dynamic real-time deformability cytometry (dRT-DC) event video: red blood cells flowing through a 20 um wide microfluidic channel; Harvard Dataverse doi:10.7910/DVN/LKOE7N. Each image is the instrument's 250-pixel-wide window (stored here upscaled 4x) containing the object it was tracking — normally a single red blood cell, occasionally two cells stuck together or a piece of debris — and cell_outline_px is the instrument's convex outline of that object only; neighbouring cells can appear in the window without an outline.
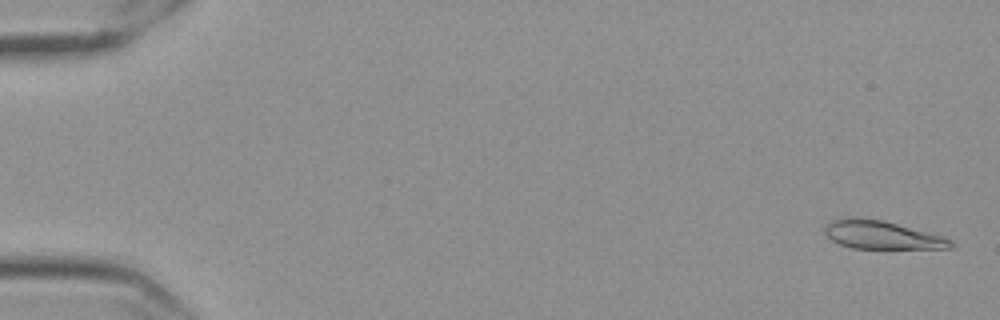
{"species": "Egyptian fruit bat (a non-hibernating species)", "species_latin": "Rousettus aegyptiacus", "temperature_condition": "cold", "stored_images_in_passage": 58, "camera_frame_rate_fps": 3000, "um_per_image_px": 0.085, "frame": {"image": 1, "passage_image": 2, "time_ms": 0.333, "image_size_px": [1000, 320], "cell_outline_px": [[956, 244], [952, 248], [852, 248], [840, 244], [832, 240], [824, 232], [824, 228], [832, 220], [852, 216], [860, 216], [884, 220], [944, 236], [952, 240]], "centroid_in_image_um": [74.97, 19.95], "position_along_channel_um": 10.0, "area_um2": 20.92}}
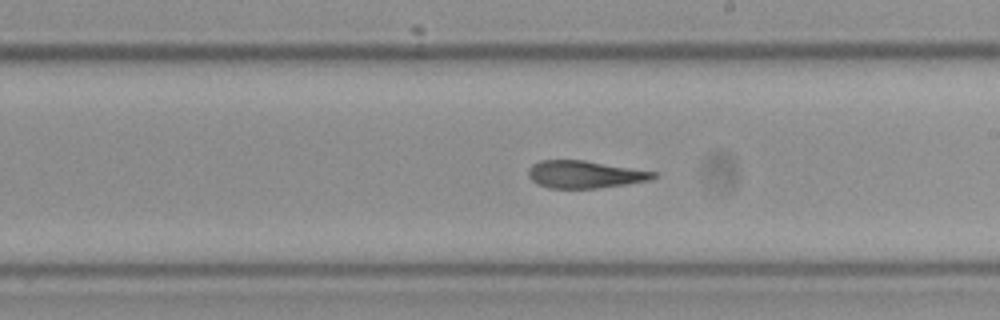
{"frame": {"image": 2, "passage_image": 34, "time_ms": 11.0, "image_size_px": [1000, 320], "cell_outline_px": [[656, 176], [648, 180], [624, 184], [596, 188], [548, 188], [536, 184], [528, 176], [528, 168], [532, 164], [540, 160], [584, 160], [656, 172]], "centroid_in_image_um": [49.63, 14.82], "position_along_channel_um": 239.4, "area_um2": 19.83}}
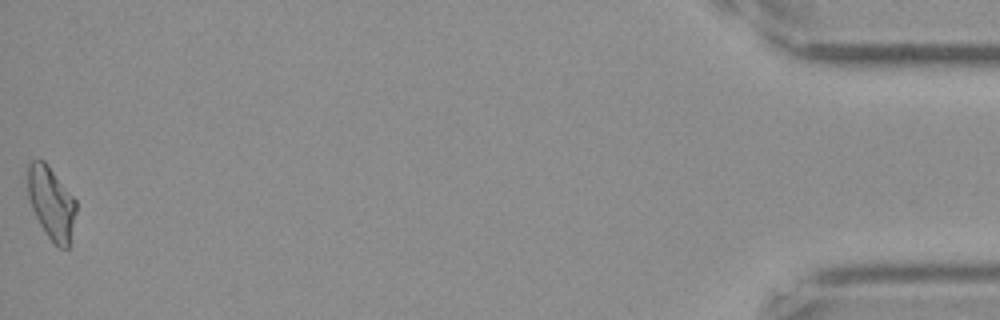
{"frame": {"image": 3, "passage_image": 58, "time_ms": 19.0, "image_size_px": [1000, 320], "cell_outline_px": [[76, 212], [68, 248], [60, 248], [44, 232], [32, 208], [28, 196], [28, 164], [32, 160], [44, 160], [48, 164], [76, 200]], "centroid_in_image_um": [4.36, 17.23], "position_along_channel_um": 430.8, "area_um2": 20.23}, "authors_computed_cell_mechanics": {"area_um2": 20.7791, "velocity_mm_per_s": 3.5398, "shape_relaxation_time_tau1_ms": null, "shape_relaxation_time_tau2_ms": 4.5255, "deformation_change_tau1": null, "deformation_change_tau2": 0.1276}}